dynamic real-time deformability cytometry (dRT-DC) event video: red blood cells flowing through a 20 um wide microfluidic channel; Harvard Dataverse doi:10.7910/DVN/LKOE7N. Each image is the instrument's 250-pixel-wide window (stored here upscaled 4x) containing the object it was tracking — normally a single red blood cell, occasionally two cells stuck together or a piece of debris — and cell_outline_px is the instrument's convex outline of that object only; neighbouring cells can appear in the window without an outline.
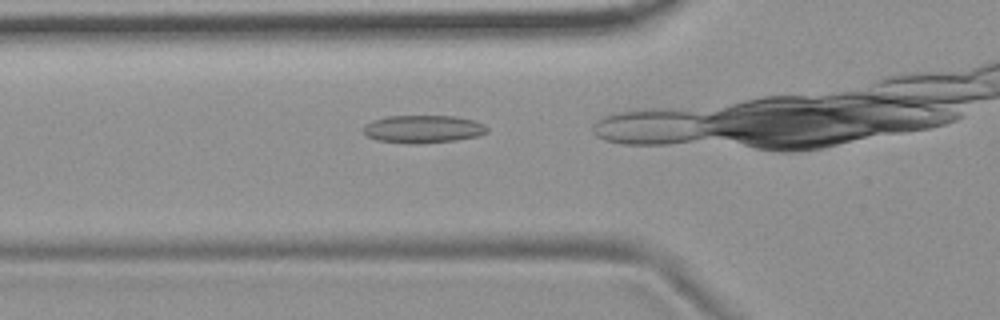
{"species": "common noctule bat (a hibernating species)", "species_latin": "Nyctalus noctula", "temperature_condition": "room temperature", "stored_images_in_passage": 6, "camera_frame_rate_fps": 3000, "um_per_image_px": 0.085, "animal": {"sex": "female", "body_mass_g": 19.9}, "frame": {"image": 1, "passage_image": 4, "time_ms": 1.0, "image_size_px": [1000, 320], "cell_outline_px": [[488, 132], [480, 136], [456, 140], [420, 144], [408, 144], [376, 140], [368, 136], [364, 132], [364, 128], [372, 120], [388, 116], [456, 116], [476, 120], [484, 124], [488, 128]], "centroid_in_image_um": [36.02, 10.97], "position_along_channel_um": 89.8, "area_um2": 20.23}}